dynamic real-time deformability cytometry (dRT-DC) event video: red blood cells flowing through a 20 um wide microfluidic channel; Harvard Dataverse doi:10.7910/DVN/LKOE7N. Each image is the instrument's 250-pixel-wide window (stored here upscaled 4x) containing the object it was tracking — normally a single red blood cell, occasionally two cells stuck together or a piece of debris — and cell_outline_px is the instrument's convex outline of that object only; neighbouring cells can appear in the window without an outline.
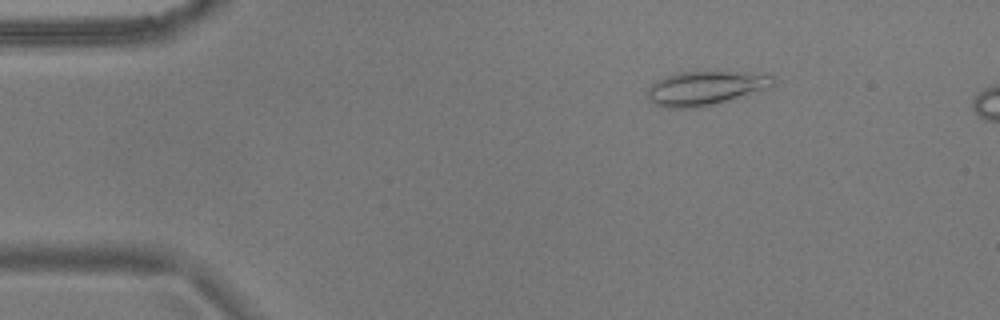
{"species": "common noctule bat (a hibernating species)", "species_latin": "Nyctalus noctula", "temperature_condition": "warm", "stored_images_in_passage": 54, "camera_frame_rate_fps": 3000, "um_per_image_px": 0.085, "animal": {"sex": "male", "body_mass_g": 17.9}, "frame": {"image": 1, "passage_image": 8, "time_ms": 2.333, "image_size_px": [1000, 320], "cell_outline_px": [[776, 84], [768, 88], [700, 108], [664, 108], [648, 100], [648, 88], [656, 80], [676, 72], [716, 68], [748, 72], [772, 76], [776, 80]], "centroid_in_image_um": [59.96, 7.43], "position_along_channel_um": 25.0, "area_um2": 25.89}}
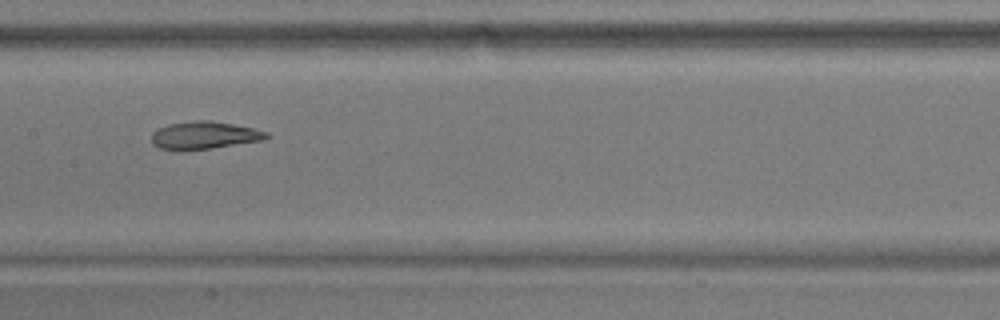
{"frame": {"image": 2, "passage_image": 27, "time_ms": 8.667, "image_size_px": [1000, 320], "cell_outline_px": [[268, 136], [264, 140], [208, 148], [160, 148], [152, 140], [152, 132], [156, 128], [172, 124], [196, 120], [212, 120], [252, 128], [268, 132]], "centroid_in_image_um": [17.4, 11.46], "position_along_channel_um": 190.0, "area_um2": 17.69}}
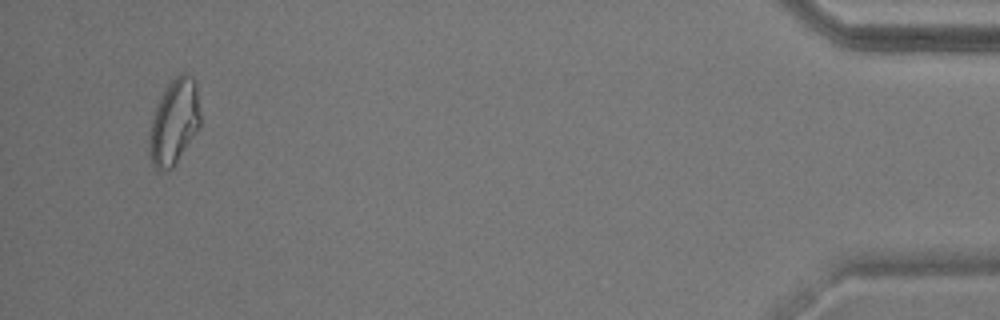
{"frame": {"image": 3, "passage_image": 52, "time_ms": 17.0, "image_size_px": [1000, 320], "cell_outline_px": [[200, 128], [176, 164], [172, 168], [156, 168], [152, 164], [148, 144], [148, 136], [156, 104], [168, 84], [180, 72], [184, 72], [192, 76], [196, 84], [200, 112]], "centroid_in_image_um": [14.82, 10.35], "position_along_channel_um": 420.4, "area_um2": 25.43}, "authors_computed_cell_mechanics": {"area_um2": 21.3571, "velocity_mm_per_s": 3.673, "shape_relaxation_time_tau1_ms": null, "shape_relaxation_time_tau2_ms": 2.8711, "deformation_change_tau1": null, "deformation_change_tau2": 0.0885}}